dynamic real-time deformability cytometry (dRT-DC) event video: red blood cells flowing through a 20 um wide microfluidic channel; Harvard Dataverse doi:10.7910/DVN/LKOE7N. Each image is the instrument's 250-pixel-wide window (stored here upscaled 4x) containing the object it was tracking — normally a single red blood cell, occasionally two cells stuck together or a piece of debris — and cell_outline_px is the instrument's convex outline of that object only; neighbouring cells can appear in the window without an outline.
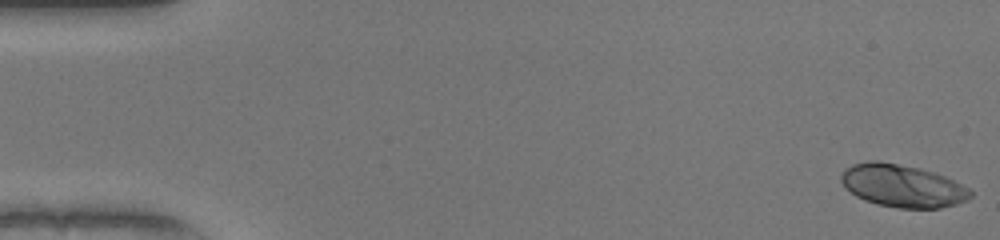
{"species": "human", "species_latin": "Homo sapiens", "temperature_condition": "warm", "stored_images_in_passage": 51, "camera_frame_rate_fps": 3000, "um_per_image_px": 0.085, "donor": {"sex": "female"}, "frame": {"image": 1, "passage_image": 1, "time_ms": 0.0, "image_size_px": [1000, 240], "cell_outline_px": [[972, 196], [968, 200], [956, 204], [940, 208], [900, 208], [876, 204], [864, 200], [856, 196], [840, 180], [840, 176], [844, 168], [852, 164], [868, 160], [880, 160], [920, 168], [944, 176], [968, 188], [972, 192]], "centroid_in_image_um": [76.69, 15.78], "position_along_channel_um": 8.3, "area_um2": 32.14}}
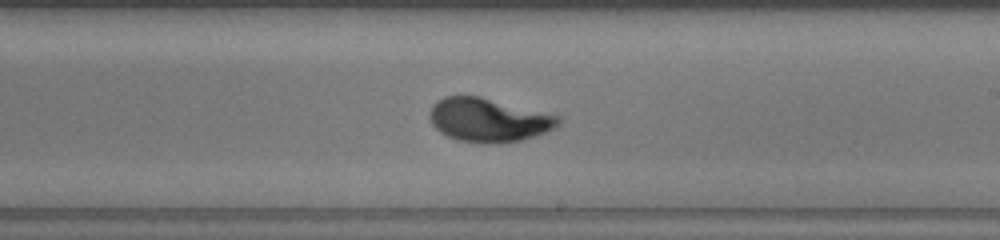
{"frame": {"image": 2, "passage_image": 30, "time_ms": 9.667, "image_size_px": [1000, 240], "cell_outline_px": [[560, 124], [556, 128], [536, 136], [520, 140], [500, 144], [484, 144], [456, 140], [440, 132], [432, 124], [428, 116], [432, 104], [436, 100], [444, 96], [480, 96], [560, 116]], "centroid_in_image_um": [41.51, 10.21], "position_along_channel_um": 247.5, "area_um2": 33.12}}
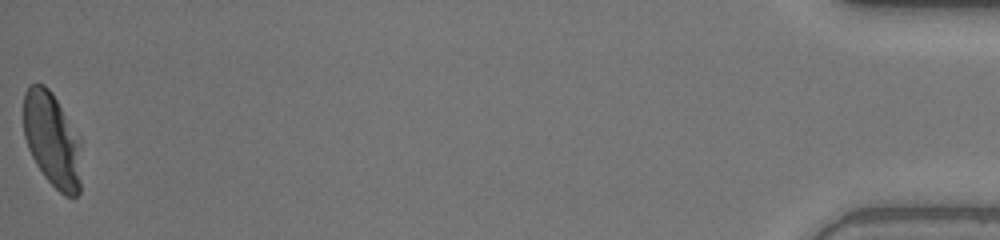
{"frame": {"image": 3, "passage_image": 51, "time_ms": 16.667, "image_size_px": [1000, 240], "cell_outline_px": [[80, 192], [76, 196], [64, 196], [44, 176], [36, 164], [28, 148], [24, 136], [24, 92], [28, 84], [44, 84], [52, 92], [80, 140]], "centroid_in_image_um": [4.41, 11.88], "position_along_channel_um": 430.8, "area_um2": 31.62}, "authors_computed_cell_mechanics": {"area_um2": 31.6166, "velocity_mm_per_s": 4.0824, "shape_relaxation_time_tau1_ms": 3.4958, "shape_relaxation_time_tau2_ms": null, "deformation_change_tau1": 0.2095, "deformation_change_tau2": null}}